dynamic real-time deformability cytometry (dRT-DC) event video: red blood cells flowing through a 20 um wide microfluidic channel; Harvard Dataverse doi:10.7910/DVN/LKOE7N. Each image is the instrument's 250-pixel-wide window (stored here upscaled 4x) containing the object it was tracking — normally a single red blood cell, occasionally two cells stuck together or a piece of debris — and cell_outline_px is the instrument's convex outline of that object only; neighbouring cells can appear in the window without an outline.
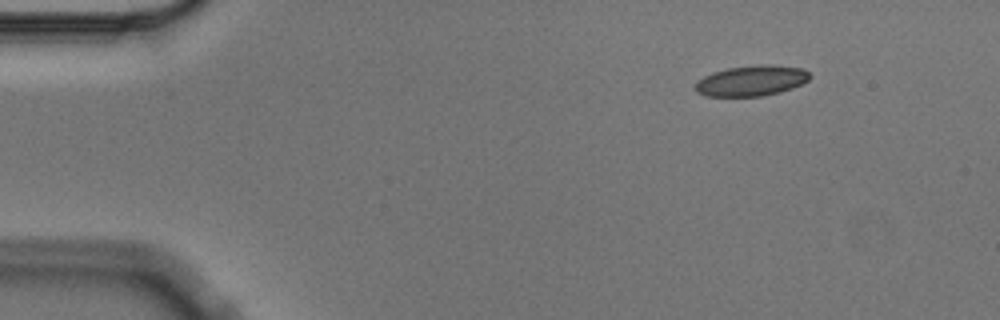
{"species": "Egyptian fruit bat (a non-hibernating species)", "species_latin": "Rousettus aegyptiacus", "temperature_condition": "cold", "stored_images_in_passage": 6, "camera_frame_rate_fps": 3000, "um_per_image_px": 0.085, "animal": {"sex": "male"}, "frame": {"image": 1, "passage_image": 6, "time_ms": 1.667, "image_size_px": [1000, 320], "cell_outline_px": [[812, 76], [808, 80], [792, 88], [780, 92], [764, 96], [704, 96], [696, 92], [696, 84], [704, 76], [712, 72], [728, 68], [768, 64], [804, 68]], "centroid_in_image_um": [63.9, 6.86], "position_along_channel_um": 21.1, "area_um2": 20.29}}